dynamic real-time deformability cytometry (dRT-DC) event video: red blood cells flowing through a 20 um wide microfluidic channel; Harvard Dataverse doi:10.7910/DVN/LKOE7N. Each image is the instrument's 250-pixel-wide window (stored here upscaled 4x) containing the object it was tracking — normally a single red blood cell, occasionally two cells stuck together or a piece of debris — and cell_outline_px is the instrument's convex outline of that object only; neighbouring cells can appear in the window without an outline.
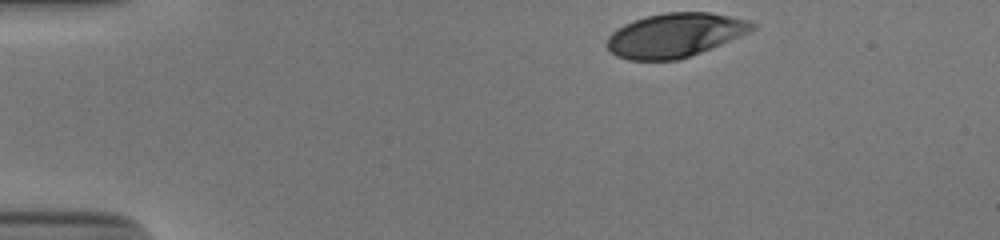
{"species": "human", "species_latin": "Homo sapiens", "temperature_condition": "cold", "stored_images_in_passage": 36, "camera_frame_rate_fps": 3000, "um_per_image_px": 0.085, "donor": {"sex": "male"}, "frame": {"image": 1, "passage_image": 1, "time_ms": 0.0, "image_size_px": [1000, 240], "cell_outline_px": [[756, 28], [752, 32], [700, 52], [676, 60], [628, 60], [616, 56], [604, 44], [608, 36], [616, 28], [632, 20], [644, 16], [664, 12], [708, 12], [748, 20], [756, 24]], "centroid_in_image_um": [57.34, 2.98], "position_along_channel_um": 27.7, "area_um2": 37.45}}
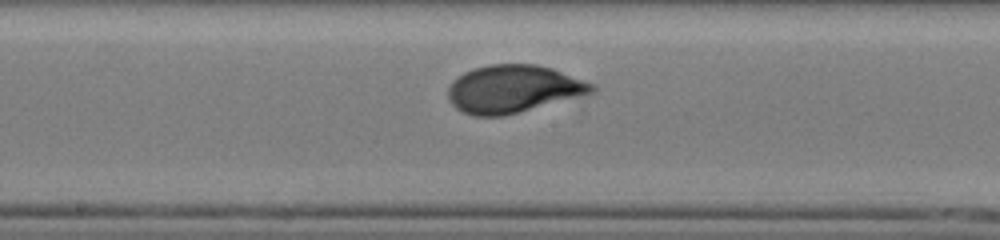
{"frame": {"image": 2, "passage_image": 21, "time_ms": 6.667, "image_size_px": [1000, 240], "cell_outline_px": [[596, 92], [520, 112], [504, 116], [472, 116], [456, 108], [452, 104], [448, 96], [448, 88], [464, 72], [476, 68], [492, 64], [536, 64], [552, 68], [596, 84]], "centroid_in_image_um": [43.68, 7.57], "position_along_channel_um": 204.5, "area_um2": 39.82}}
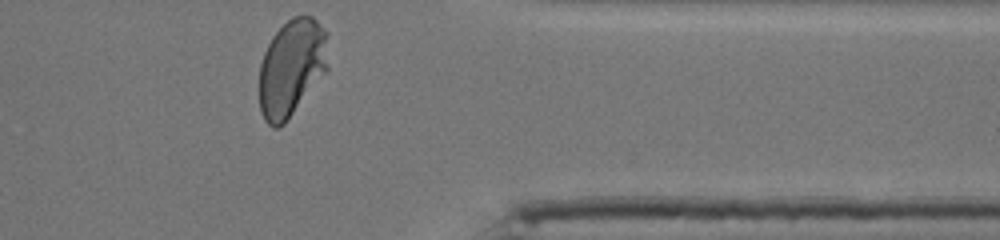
{"frame": {"image": 3, "passage_image": 36, "time_ms": 11.667, "image_size_px": [1000, 240], "cell_outline_px": [[328, 68], [284, 124], [280, 128], [272, 128], [264, 120], [260, 112], [260, 64], [264, 52], [272, 36], [292, 16], [312, 16], [328, 32]], "centroid_in_image_um": [24.79, 5.75], "position_along_channel_um": 386.6, "area_um2": 39.02}, "authors_computed_cell_mechanics": {"area_um2": 38.9283, "velocity_mm_per_s": 3.8514, "shape_relaxation_time_tau1_ms": 3.7106, "shape_relaxation_time_tau2_ms": null, "deformation_change_tau1": 0.183, "deformation_change_tau2": null}}